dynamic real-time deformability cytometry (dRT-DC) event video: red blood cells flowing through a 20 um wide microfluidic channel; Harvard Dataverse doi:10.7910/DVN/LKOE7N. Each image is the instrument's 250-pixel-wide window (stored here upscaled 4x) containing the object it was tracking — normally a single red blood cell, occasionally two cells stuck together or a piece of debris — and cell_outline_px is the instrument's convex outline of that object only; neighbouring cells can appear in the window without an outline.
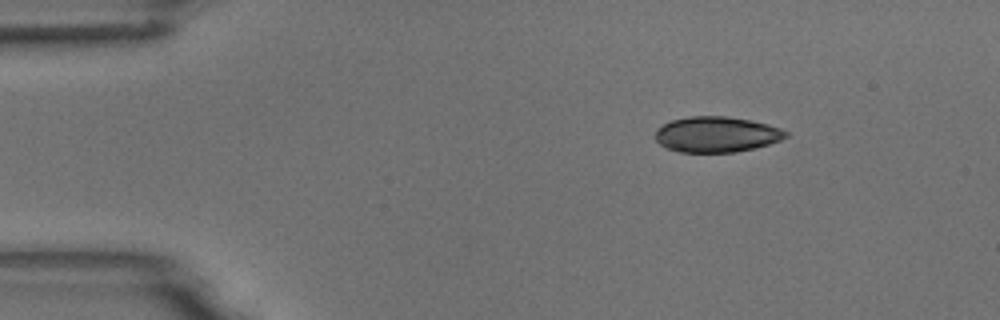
{"species": "common noctule bat (a hibernating species)", "species_latin": "Nyctalus noctula", "temperature_condition": "room temperature", "stored_images_in_passage": 3, "camera_frame_rate_fps": 3000, "um_per_image_px": 0.085, "animal": {"sex": "male", "body_mass_g": 18.8}, "frame": {"image": 1, "passage_image": 1, "time_ms": 0.0, "image_size_px": [1000, 320], "cell_outline_px": [[788, 136], [780, 140], [756, 148], [736, 152], [680, 152], [668, 148], [660, 144], [656, 140], [656, 128], [672, 120], [692, 116], [728, 116], [752, 120], [768, 124], [780, 128], [788, 132]], "centroid_in_image_um": [60.93, 11.42], "position_along_channel_um": 24.1, "area_um2": 27.11}}